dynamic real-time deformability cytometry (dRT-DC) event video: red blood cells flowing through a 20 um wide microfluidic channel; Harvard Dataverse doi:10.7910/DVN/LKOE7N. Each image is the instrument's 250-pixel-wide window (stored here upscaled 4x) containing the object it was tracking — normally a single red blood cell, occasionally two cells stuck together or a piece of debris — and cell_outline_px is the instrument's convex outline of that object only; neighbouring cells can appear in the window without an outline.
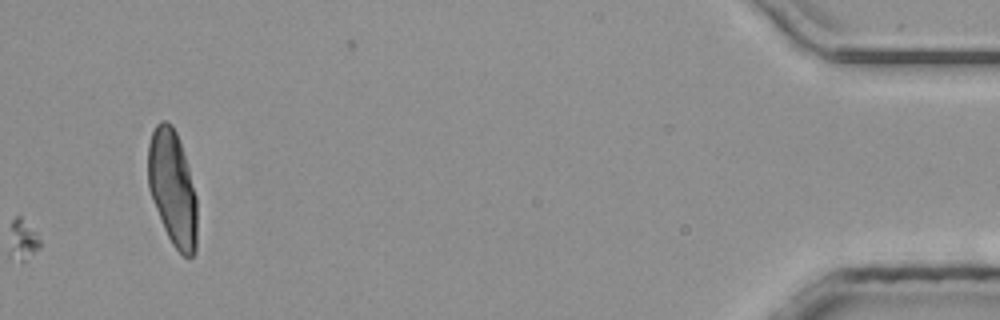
{"species": "common noctule bat (a hibernating species)", "species_latin": "Nyctalus noctula", "temperature_condition": "room temperature", "stored_images_in_passage": 45, "segment_of_instrument_passage": [3, 3], "camera_frame_rate_fps": 3000, "um_per_image_px": 0.085, "animal": {"sex": "male", "body_mass_g": 20.4}, "frame": {"image": 1, "passage_image": 45, "time_ms": 14.667, "image_size_px": [1000, 320], "cell_outline_px": [[196, 252], [188, 260], [172, 244], [164, 228], [152, 200], [148, 188], [148, 144], [152, 132], [156, 124], [160, 120], [168, 120], [172, 124], [176, 132], [188, 168], [196, 196]], "centroid_in_image_um": [14.65, 15.98], "position_along_channel_um": 420.6, "area_um2": 32.83}}